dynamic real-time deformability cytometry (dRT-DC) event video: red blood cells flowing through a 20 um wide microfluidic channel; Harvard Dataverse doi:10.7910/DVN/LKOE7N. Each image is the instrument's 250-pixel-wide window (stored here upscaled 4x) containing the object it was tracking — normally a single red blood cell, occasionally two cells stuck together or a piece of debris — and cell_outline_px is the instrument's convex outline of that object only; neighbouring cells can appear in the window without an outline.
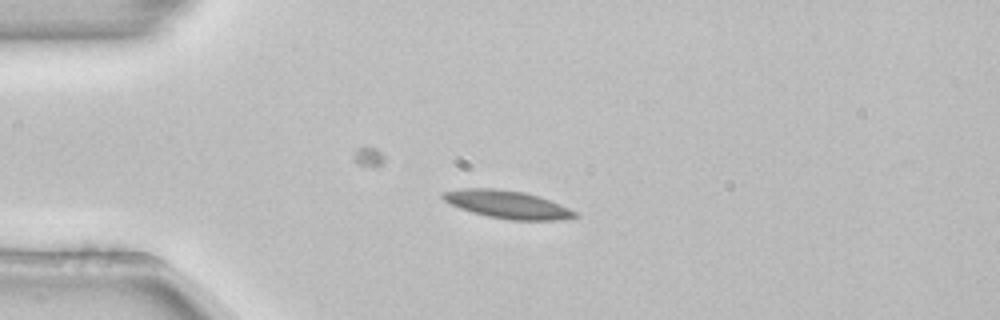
{"species": "common noctule bat (a hibernating species)", "species_latin": "Nyctalus noctula", "temperature_condition": "room temperature", "stored_images_in_passage": 44, "camera_frame_rate_fps": 3000, "um_per_image_px": 0.085, "animal": {"sex": "female", "body_mass_g": 22.7, "forearm_length_mm": 54.2}, "frame": {"image": 1, "passage_image": 13, "time_ms": 4.0, "image_size_px": [1000, 320], "cell_outline_px": [[580, 216], [556, 220], [508, 220], [488, 216], [472, 212], [460, 208], [444, 200], [440, 196], [440, 192], [464, 188], [496, 188], [524, 192], [560, 204], [576, 212]], "centroid_in_image_um": [43.09, 17.37], "position_along_channel_um": 41.9, "area_um2": 21.27}}